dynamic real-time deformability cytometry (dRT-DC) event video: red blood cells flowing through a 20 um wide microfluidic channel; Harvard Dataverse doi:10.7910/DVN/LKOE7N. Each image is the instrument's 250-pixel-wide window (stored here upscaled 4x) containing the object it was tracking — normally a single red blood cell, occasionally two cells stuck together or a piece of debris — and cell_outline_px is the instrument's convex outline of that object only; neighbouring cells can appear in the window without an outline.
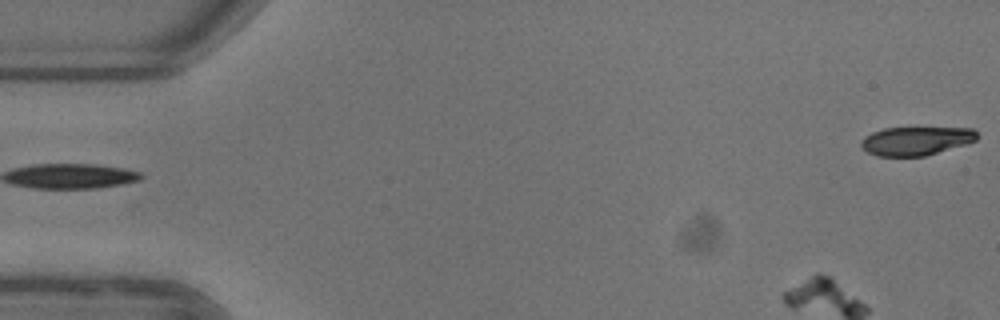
{"species": "common noctule bat (a hibernating species)", "species_latin": "Nyctalus noctula", "temperature_condition": "warm", "stored_images_in_passage": 52, "camera_frame_rate_fps": 3000, "um_per_image_px": 0.085, "animal": {"sex": "female"}, "frame": {"image": 1, "passage_image": 1, "time_ms": 0.0, "image_size_px": [1000, 320], "cell_outline_px": [[976, 140], [968, 144], [924, 156], [876, 156], [868, 152], [860, 144], [860, 140], [864, 136], [872, 132], [884, 128], [972, 128], [976, 132]], "centroid_in_image_um": [77.84, 11.98], "position_along_channel_um": 7.2, "area_um2": 19.31}}